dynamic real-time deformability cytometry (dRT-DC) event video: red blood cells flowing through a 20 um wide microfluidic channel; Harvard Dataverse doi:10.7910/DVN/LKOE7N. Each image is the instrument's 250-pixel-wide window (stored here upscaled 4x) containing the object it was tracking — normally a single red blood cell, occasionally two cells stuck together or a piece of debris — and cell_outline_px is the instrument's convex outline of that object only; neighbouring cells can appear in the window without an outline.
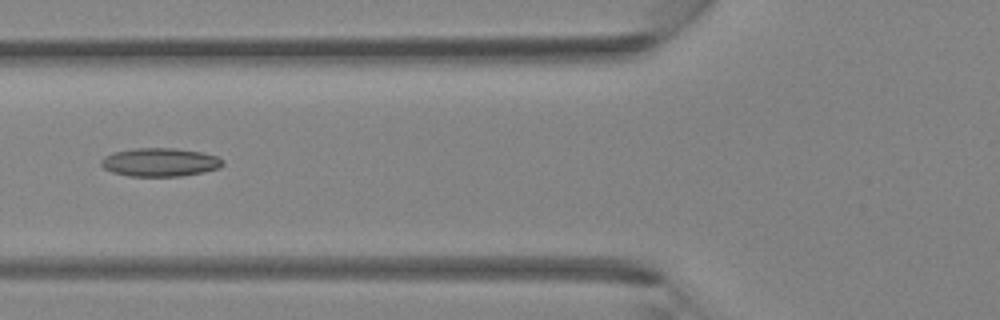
{"species": "Egyptian fruit bat (a non-hibernating species)", "species_latin": "Rousettus aegyptiacus", "temperature_condition": "room temperature", "stored_images_in_passage": 5, "camera_frame_rate_fps": 3000, "um_per_image_px": 0.085, "animal": {"sex": "female"}, "frame": {"image": 1, "passage_image": 5, "time_ms": 1.333, "image_size_px": [1000, 320], "cell_outline_px": [[224, 164], [220, 168], [204, 172], [180, 176], [128, 176], [112, 172], [104, 168], [100, 164], [100, 160], [104, 156], [112, 152], [136, 148], [176, 148], [200, 152], [216, 156], [224, 160]], "centroid_in_image_um": [13.59, 13.79], "position_along_channel_um": 112.2, "area_um2": 20.29}}